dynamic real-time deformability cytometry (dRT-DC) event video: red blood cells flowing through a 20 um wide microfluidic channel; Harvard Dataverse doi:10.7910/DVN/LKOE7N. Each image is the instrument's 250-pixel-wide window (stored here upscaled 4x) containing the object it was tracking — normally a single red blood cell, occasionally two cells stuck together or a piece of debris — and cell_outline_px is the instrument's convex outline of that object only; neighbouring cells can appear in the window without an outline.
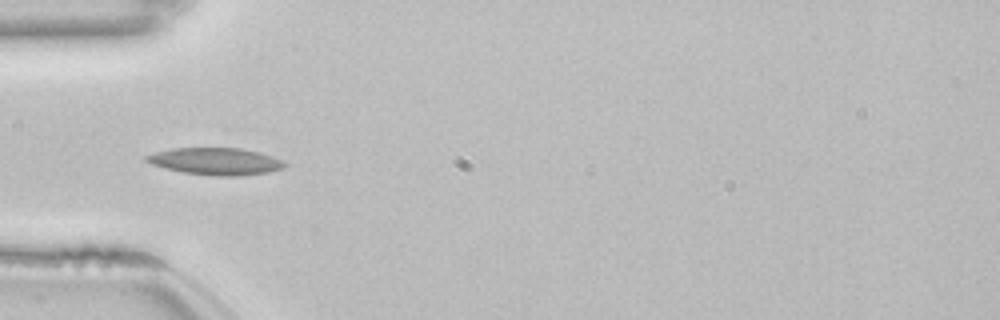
{"species": "common noctule bat (a hibernating species)", "species_latin": "Nyctalus noctula", "temperature_condition": "room temperature", "stored_images_in_passage": 52, "camera_frame_rate_fps": 3000, "um_per_image_px": 0.085, "animal": {"sex": "female", "body_mass_g": 22.7, "forearm_length_mm": 54.2}, "frame": {"image": 1, "passage_image": 16, "time_ms": 5.0, "image_size_px": [1000, 320], "cell_outline_px": [[288, 164], [284, 168], [268, 172], [232, 176], [216, 176], [184, 172], [164, 168], [152, 164], [144, 160], [144, 156], [156, 152], [172, 148], [240, 148], [260, 152], [272, 156]], "centroid_in_image_um": [18.32, 13.7], "position_along_channel_um": 66.7, "area_um2": 21.68}, "authors_computed_cell_mechanics": {"area_um2": 19.941, "velocity_mm_per_s": 3.8323, "shape_relaxation_time_tau1_ms": null, "shape_relaxation_time_tau2_ms": 3.5116, "deformation_change_tau1": null, "deformation_change_tau2": 0.0952}}